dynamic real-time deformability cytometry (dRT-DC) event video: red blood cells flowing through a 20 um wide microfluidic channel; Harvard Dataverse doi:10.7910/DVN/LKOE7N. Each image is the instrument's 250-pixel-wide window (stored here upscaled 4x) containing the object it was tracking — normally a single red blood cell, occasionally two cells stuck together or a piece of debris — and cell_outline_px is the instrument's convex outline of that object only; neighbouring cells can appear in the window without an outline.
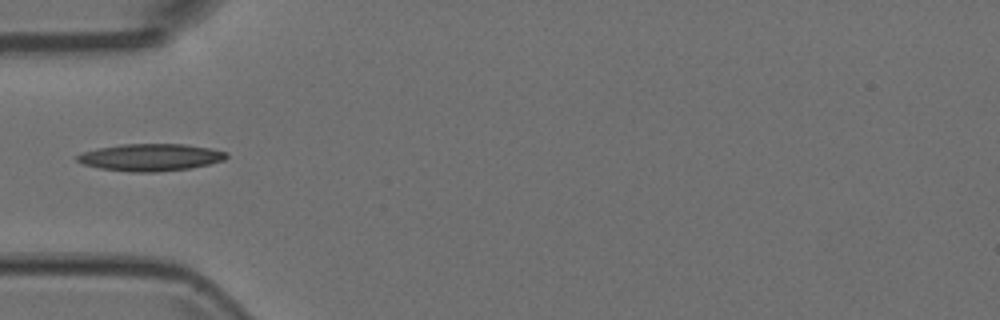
{"species": "Egyptian fruit bat (a non-hibernating species)", "species_latin": "Rousettus aegyptiacus", "temperature_condition": "room temperature", "stored_images_in_passage": 5, "camera_frame_rate_fps": 3000, "um_per_image_px": 0.085, "animal": {"sex": "female"}, "frame": {"image": 1, "passage_image": 5, "time_ms": 1.333, "image_size_px": [1000, 320], "cell_outline_px": [[228, 156], [224, 160], [192, 168], [156, 172], [132, 172], [100, 168], [84, 164], [76, 160], [76, 156], [84, 152], [100, 148], [124, 144], [184, 144], [212, 148], [228, 152]], "centroid_in_image_um": [12.85, 13.37], "position_along_channel_um": 72.1, "area_um2": 23.52}}